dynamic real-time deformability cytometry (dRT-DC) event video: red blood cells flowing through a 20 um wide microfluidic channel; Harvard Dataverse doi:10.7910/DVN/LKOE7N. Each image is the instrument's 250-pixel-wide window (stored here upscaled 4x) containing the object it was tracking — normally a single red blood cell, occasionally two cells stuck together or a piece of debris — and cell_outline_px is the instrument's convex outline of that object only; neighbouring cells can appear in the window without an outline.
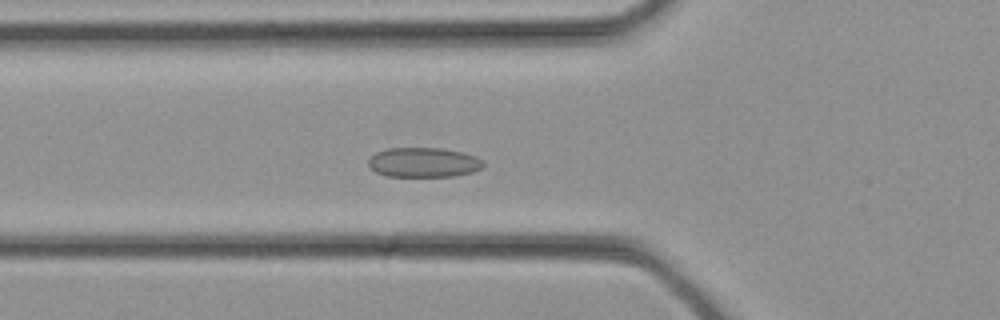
{"species": "common noctule bat (a hibernating species)", "species_latin": "Nyctalus noctula", "temperature_condition": "cold", "stored_images_in_passage": 24, "camera_frame_rate_fps": 3000, "um_per_image_px": 0.085, "animal": {"sex": "female", "body_mass_g": 21.9}, "frame": {"image": 1, "passage_image": 2, "time_ms": 0.333, "image_size_px": [1000, 320], "cell_outline_px": [[484, 164], [480, 168], [472, 172], [452, 176], [388, 176], [376, 172], [368, 164], [368, 160], [376, 152], [388, 148], [440, 148], [460, 152], [476, 156], [484, 160]], "centroid_in_image_um": [36.0, 13.8], "position_along_channel_um": 89.8, "area_um2": 19.71}}
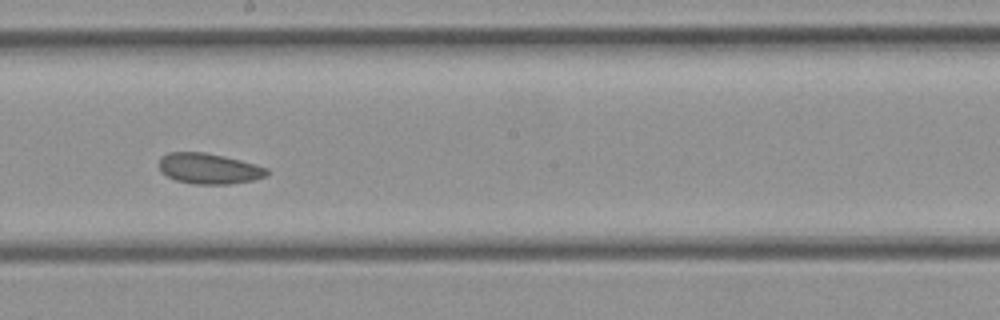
{"frame": {"image": 2, "passage_image": 9, "time_ms": 2.667, "image_size_px": [1000, 320], "cell_outline_px": [[268, 176], [252, 180], [228, 184], [196, 184], [176, 180], [160, 172], [160, 156], [168, 152], [204, 152], [224, 156], [256, 164], [268, 168]], "centroid_in_image_um": [17.76, 14.32], "position_along_channel_um": 230.4, "area_um2": 19.25}}
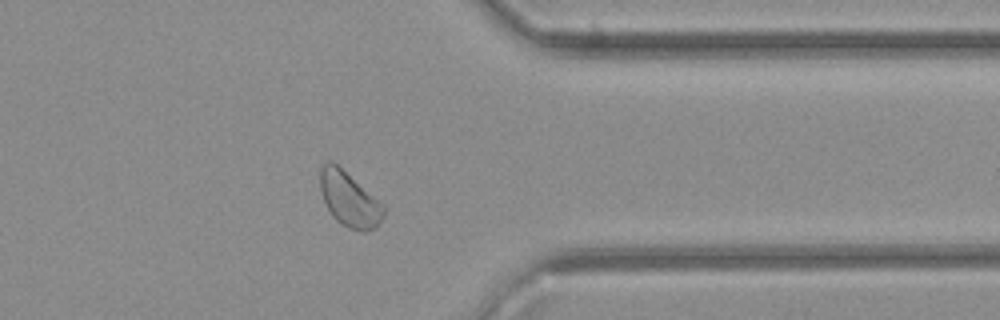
{"frame": {"image": 3, "passage_image": 17, "time_ms": 5.333, "image_size_px": [1000, 320], "cell_outline_px": [[388, 208], [384, 216], [376, 228], [364, 232], [348, 228], [340, 224], [332, 216], [320, 192], [320, 168], [328, 160], [332, 160], [380, 200]], "centroid_in_image_um": [29.72, 16.95], "position_along_channel_um": 381.7, "area_um2": 20.63}}